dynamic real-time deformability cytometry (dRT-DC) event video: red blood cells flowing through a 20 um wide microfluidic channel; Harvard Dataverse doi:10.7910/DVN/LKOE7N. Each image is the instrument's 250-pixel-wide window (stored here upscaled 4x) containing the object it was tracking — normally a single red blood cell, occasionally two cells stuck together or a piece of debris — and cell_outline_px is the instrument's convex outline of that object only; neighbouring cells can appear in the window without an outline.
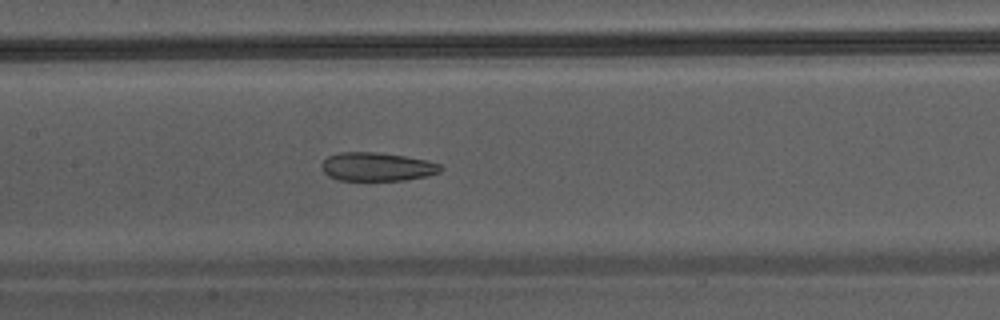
{"species": "Egyptian fruit bat (a non-hibernating species)", "species_latin": "Rousettus aegyptiacus", "temperature_condition": "warm", "stored_images_in_passage": 41, "camera_frame_rate_fps": 3000, "um_per_image_px": 0.085, "animal": {"sex": "male"}, "frame": {"image": 1, "passage_image": 18, "time_ms": 5.667, "image_size_px": [1000, 320], "cell_outline_px": [[444, 168], [440, 172], [428, 176], [404, 180], [336, 180], [328, 176], [324, 172], [320, 164], [328, 156], [340, 152], [376, 152], [404, 156], [428, 160], [440, 164]], "centroid_in_image_um": [32.06, 14.17], "position_along_channel_um": 175.3, "area_um2": 19.94}}
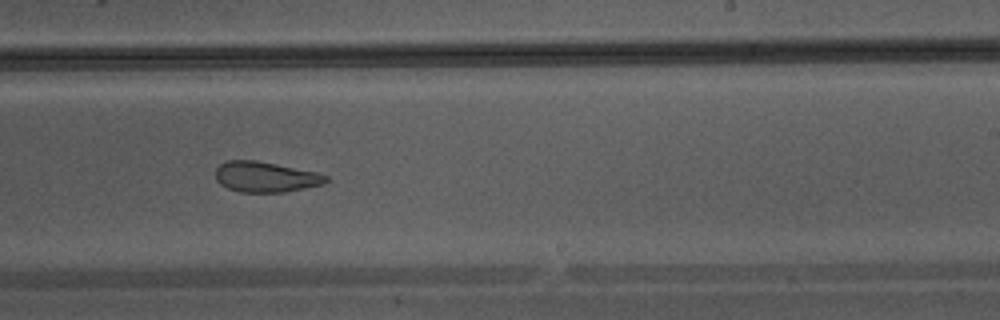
{"frame": {"image": 2, "passage_image": 24, "time_ms": 7.667, "image_size_px": [1000, 320], "cell_outline_px": [[328, 180], [324, 184], [284, 192], [240, 192], [228, 188], [220, 184], [216, 180], [216, 168], [220, 164], [228, 160], [256, 160], [316, 172], [328, 176]], "centroid_in_image_um": [22.56, 15.04], "position_along_channel_um": 266.4, "area_um2": 19.54}}